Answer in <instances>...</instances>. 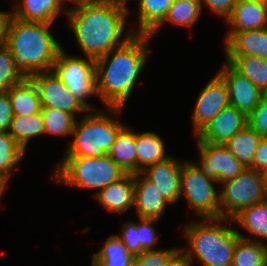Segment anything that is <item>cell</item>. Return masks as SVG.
Segmentation results:
<instances>
[{
  "instance_id": "1",
  "label": "cell",
  "mask_w": 267,
  "mask_h": 266,
  "mask_svg": "<svg viewBox=\"0 0 267 266\" xmlns=\"http://www.w3.org/2000/svg\"><path fill=\"white\" fill-rule=\"evenodd\" d=\"M128 8L116 2L100 1L64 10L85 57L96 60L124 45L135 35L133 27L125 31L130 14Z\"/></svg>"
},
{
  "instance_id": "2",
  "label": "cell",
  "mask_w": 267,
  "mask_h": 266,
  "mask_svg": "<svg viewBox=\"0 0 267 266\" xmlns=\"http://www.w3.org/2000/svg\"><path fill=\"white\" fill-rule=\"evenodd\" d=\"M149 34H135L124 45L96 59L97 97L105 107H122L146 64Z\"/></svg>"
},
{
  "instance_id": "3",
  "label": "cell",
  "mask_w": 267,
  "mask_h": 266,
  "mask_svg": "<svg viewBox=\"0 0 267 266\" xmlns=\"http://www.w3.org/2000/svg\"><path fill=\"white\" fill-rule=\"evenodd\" d=\"M51 25L22 21L13 16L10 18L5 45L12 53L15 68L23 78L52 71L63 47L52 35Z\"/></svg>"
},
{
  "instance_id": "4",
  "label": "cell",
  "mask_w": 267,
  "mask_h": 266,
  "mask_svg": "<svg viewBox=\"0 0 267 266\" xmlns=\"http://www.w3.org/2000/svg\"><path fill=\"white\" fill-rule=\"evenodd\" d=\"M225 223H229L225 226ZM232 219L204 218L184 225L188 248L180 250L193 261L194 257L203 266H232L233 252L240 238L232 227Z\"/></svg>"
},
{
  "instance_id": "5",
  "label": "cell",
  "mask_w": 267,
  "mask_h": 266,
  "mask_svg": "<svg viewBox=\"0 0 267 266\" xmlns=\"http://www.w3.org/2000/svg\"><path fill=\"white\" fill-rule=\"evenodd\" d=\"M104 108L107 110L88 111L76 120L65 156L101 157L111 150L116 136L126 126L115 119L124 109Z\"/></svg>"
},
{
  "instance_id": "6",
  "label": "cell",
  "mask_w": 267,
  "mask_h": 266,
  "mask_svg": "<svg viewBox=\"0 0 267 266\" xmlns=\"http://www.w3.org/2000/svg\"><path fill=\"white\" fill-rule=\"evenodd\" d=\"M54 169V180L58 183L96 189L93 196L126 174L108 154L101 157L64 156Z\"/></svg>"
},
{
  "instance_id": "7",
  "label": "cell",
  "mask_w": 267,
  "mask_h": 266,
  "mask_svg": "<svg viewBox=\"0 0 267 266\" xmlns=\"http://www.w3.org/2000/svg\"><path fill=\"white\" fill-rule=\"evenodd\" d=\"M219 185L220 218L232 219L241 210L267 200L262 173L251 168Z\"/></svg>"
},
{
  "instance_id": "8",
  "label": "cell",
  "mask_w": 267,
  "mask_h": 266,
  "mask_svg": "<svg viewBox=\"0 0 267 266\" xmlns=\"http://www.w3.org/2000/svg\"><path fill=\"white\" fill-rule=\"evenodd\" d=\"M52 71L66 84L85 108L89 111H94L93 105L88 103L87 100L91 96L98 95L95 59L69 56L62 48L54 62Z\"/></svg>"
},
{
  "instance_id": "9",
  "label": "cell",
  "mask_w": 267,
  "mask_h": 266,
  "mask_svg": "<svg viewBox=\"0 0 267 266\" xmlns=\"http://www.w3.org/2000/svg\"><path fill=\"white\" fill-rule=\"evenodd\" d=\"M194 162L184 161L181 170V197L201 219L220 218L219 191Z\"/></svg>"
},
{
  "instance_id": "10",
  "label": "cell",
  "mask_w": 267,
  "mask_h": 266,
  "mask_svg": "<svg viewBox=\"0 0 267 266\" xmlns=\"http://www.w3.org/2000/svg\"><path fill=\"white\" fill-rule=\"evenodd\" d=\"M200 170L221 184L240 175L246 167L223 144L197 142Z\"/></svg>"
},
{
  "instance_id": "11",
  "label": "cell",
  "mask_w": 267,
  "mask_h": 266,
  "mask_svg": "<svg viewBox=\"0 0 267 266\" xmlns=\"http://www.w3.org/2000/svg\"><path fill=\"white\" fill-rule=\"evenodd\" d=\"M36 84L42 107H51L75 117L77 113H88L82 103L73 95L53 71L39 72L31 78Z\"/></svg>"
},
{
  "instance_id": "12",
  "label": "cell",
  "mask_w": 267,
  "mask_h": 266,
  "mask_svg": "<svg viewBox=\"0 0 267 266\" xmlns=\"http://www.w3.org/2000/svg\"><path fill=\"white\" fill-rule=\"evenodd\" d=\"M229 95L224 80L216 74L200 91L192 114V125L197 135L221 110L228 107Z\"/></svg>"
},
{
  "instance_id": "13",
  "label": "cell",
  "mask_w": 267,
  "mask_h": 266,
  "mask_svg": "<svg viewBox=\"0 0 267 266\" xmlns=\"http://www.w3.org/2000/svg\"><path fill=\"white\" fill-rule=\"evenodd\" d=\"M217 74L224 80L227 86L230 106L243 111L247 116L265 95L230 62L225 61Z\"/></svg>"
},
{
  "instance_id": "14",
  "label": "cell",
  "mask_w": 267,
  "mask_h": 266,
  "mask_svg": "<svg viewBox=\"0 0 267 266\" xmlns=\"http://www.w3.org/2000/svg\"><path fill=\"white\" fill-rule=\"evenodd\" d=\"M247 123V115L233 106L221 110L196 136L197 142L225 144Z\"/></svg>"
},
{
  "instance_id": "15",
  "label": "cell",
  "mask_w": 267,
  "mask_h": 266,
  "mask_svg": "<svg viewBox=\"0 0 267 266\" xmlns=\"http://www.w3.org/2000/svg\"><path fill=\"white\" fill-rule=\"evenodd\" d=\"M183 162L173 156L146 167L141 173L152 183L171 204L181 198V170Z\"/></svg>"
},
{
  "instance_id": "16",
  "label": "cell",
  "mask_w": 267,
  "mask_h": 266,
  "mask_svg": "<svg viewBox=\"0 0 267 266\" xmlns=\"http://www.w3.org/2000/svg\"><path fill=\"white\" fill-rule=\"evenodd\" d=\"M172 204L141 172L135 174L134 207L139 218L161 219Z\"/></svg>"
},
{
  "instance_id": "17",
  "label": "cell",
  "mask_w": 267,
  "mask_h": 266,
  "mask_svg": "<svg viewBox=\"0 0 267 266\" xmlns=\"http://www.w3.org/2000/svg\"><path fill=\"white\" fill-rule=\"evenodd\" d=\"M227 33L224 40L225 57L255 56L267 59V27Z\"/></svg>"
},
{
  "instance_id": "18",
  "label": "cell",
  "mask_w": 267,
  "mask_h": 266,
  "mask_svg": "<svg viewBox=\"0 0 267 266\" xmlns=\"http://www.w3.org/2000/svg\"><path fill=\"white\" fill-rule=\"evenodd\" d=\"M135 174H125L93 197L105 210L112 213H125L134 207Z\"/></svg>"
},
{
  "instance_id": "19",
  "label": "cell",
  "mask_w": 267,
  "mask_h": 266,
  "mask_svg": "<svg viewBox=\"0 0 267 266\" xmlns=\"http://www.w3.org/2000/svg\"><path fill=\"white\" fill-rule=\"evenodd\" d=\"M228 32H239L267 27V3L237 2L231 15L224 21Z\"/></svg>"
},
{
  "instance_id": "20",
  "label": "cell",
  "mask_w": 267,
  "mask_h": 266,
  "mask_svg": "<svg viewBox=\"0 0 267 266\" xmlns=\"http://www.w3.org/2000/svg\"><path fill=\"white\" fill-rule=\"evenodd\" d=\"M12 16L27 22L53 24L64 9L62 0H15Z\"/></svg>"
},
{
  "instance_id": "21",
  "label": "cell",
  "mask_w": 267,
  "mask_h": 266,
  "mask_svg": "<svg viewBox=\"0 0 267 266\" xmlns=\"http://www.w3.org/2000/svg\"><path fill=\"white\" fill-rule=\"evenodd\" d=\"M232 221L233 224H238L240 228L242 227L243 230L245 229L247 233L254 236L253 239L248 238L237 231L240 238L262 243V240H267V200L241 210L232 218Z\"/></svg>"
},
{
  "instance_id": "22",
  "label": "cell",
  "mask_w": 267,
  "mask_h": 266,
  "mask_svg": "<svg viewBox=\"0 0 267 266\" xmlns=\"http://www.w3.org/2000/svg\"><path fill=\"white\" fill-rule=\"evenodd\" d=\"M125 126L107 153L126 174H137L136 133Z\"/></svg>"
},
{
  "instance_id": "23",
  "label": "cell",
  "mask_w": 267,
  "mask_h": 266,
  "mask_svg": "<svg viewBox=\"0 0 267 266\" xmlns=\"http://www.w3.org/2000/svg\"><path fill=\"white\" fill-rule=\"evenodd\" d=\"M13 115H31L41 112L38 88L31 78H24L7 91Z\"/></svg>"
},
{
  "instance_id": "24",
  "label": "cell",
  "mask_w": 267,
  "mask_h": 266,
  "mask_svg": "<svg viewBox=\"0 0 267 266\" xmlns=\"http://www.w3.org/2000/svg\"><path fill=\"white\" fill-rule=\"evenodd\" d=\"M163 141L156 132L136 133L137 173L170 157L166 153Z\"/></svg>"
},
{
  "instance_id": "25",
  "label": "cell",
  "mask_w": 267,
  "mask_h": 266,
  "mask_svg": "<svg viewBox=\"0 0 267 266\" xmlns=\"http://www.w3.org/2000/svg\"><path fill=\"white\" fill-rule=\"evenodd\" d=\"M174 0H139L138 28L135 34H150L166 17ZM137 31V32H136Z\"/></svg>"
},
{
  "instance_id": "26",
  "label": "cell",
  "mask_w": 267,
  "mask_h": 266,
  "mask_svg": "<svg viewBox=\"0 0 267 266\" xmlns=\"http://www.w3.org/2000/svg\"><path fill=\"white\" fill-rule=\"evenodd\" d=\"M202 8L200 0H174L170 6L165 19L149 34L152 38L160 31V28L167 22L172 25L191 28L197 23Z\"/></svg>"
},
{
  "instance_id": "27",
  "label": "cell",
  "mask_w": 267,
  "mask_h": 266,
  "mask_svg": "<svg viewBox=\"0 0 267 266\" xmlns=\"http://www.w3.org/2000/svg\"><path fill=\"white\" fill-rule=\"evenodd\" d=\"M261 139L262 136L260 134L255 132L249 125H246L224 145L241 164L246 168H250Z\"/></svg>"
},
{
  "instance_id": "28",
  "label": "cell",
  "mask_w": 267,
  "mask_h": 266,
  "mask_svg": "<svg viewBox=\"0 0 267 266\" xmlns=\"http://www.w3.org/2000/svg\"><path fill=\"white\" fill-rule=\"evenodd\" d=\"M8 133L26 151L33 137L45 134L42 112L31 115H13Z\"/></svg>"
},
{
  "instance_id": "29",
  "label": "cell",
  "mask_w": 267,
  "mask_h": 266,
  "mask_svg": "<svg viewBox=\"0 0 267 266\" xmlns=\"http://www.w3.org/2000/svg\"><path fill=\"white\" fill-rule=\"evenodd\" d=\"M92 256V266H131L134 257L117 235H110Z\"/></svg>"
},
{
  "instance_id": "30",
  "label": "cell",
  "mask_w": 267,
  "mask_h": 266,
  "mask_svg": "<svg viewBox=\"0 0 267 266\" xmlns=\"http://www.w3.org/2000/svg\"><path fill=\"white\" fill-rule=\"evenodd\" d=\"M239 72L267 95V59L255 56L225 57Z\"/></svg>"
},
{
  "instance_id": "31",
  "label": "cell",
  "mask_w": 267,
  "mask_h": 266,
  "mask_svg": "<svg viewBox=\"0 0 267 266\" xmlns=\"http://www.w3.org/2000/svg\"><path fill=\"white\" fill-rule=\"evenodd\" d=\"M232 266H267V244L239 238L233 252Z\"/></svg>"
},
{
  "instance_id": "32",
  "label": "cell",
  "mask_w": 267,
  "mask_h": 266,
  "mask_svg": "<svg viewBox=\"0 0 267 266\" xmlns=\"http://www.w3.org/2000/svg\"><path fill=\"white\" fill-rule=\"evenodd\" d=\"M26 151L9 134H0V181L8 187L11 172L24 158Z\"/></svg>"
},
{
  "instance_id": "33",
  "label": "cell",
  "mask_w": 267,
  "mask_h": 266,
  "mask_svg": "<svg viewBox=\"0 0 267 266\" xmlns=\"http://www.w3.org/2000/svg\"><path fill=\"white\" fill-rule=\"evenodd\" d=\"M41 112L44 120L46 135H72V131L77 120V117H75L73 114L51 107H42Z\"/></svg>"
},
{
  "instance_id": "34",
  "label": "cell",
  "mask_w": 267,
  "mask_h": 266,
  "mask_svg": "<svg viewBox=\"0 0 267 266\" xmlns=\"http://www.w3.org/2000/svg\"><path fill=\"white\" fill-rule=\"evenodd\" d=\"M24 78L16 70L14 57L6 45L0 46V92L9 91Z\"/></svg>"
},
{
  "instance_id": "35",
  "label": "cell",
  "mask_w": 267,
  "mask_h": 266,
  "mask_svg": "<svg viewBox=\"0 0 267 266\" xmlns=\"http://www.w3.org/2000/svg\"><path fill=\"white\" fill-rule=\"evenodd\" d=\"M180 248L144 250L133 257L131 266H168Z\"/></svg>"
},
{
  "instance_id": "36",
  "label": "cell",
  "mask_w": 267,
  "mask_h": 266,
  "mask_svg": "<svg viewBox=\"0 0 267 266\" xmlns=\"http://www.w3.org/2000/svg\"><path fill=\"white\" fill-rule=\"evenodd\" d=\"M137 242L144 250H157L156 242L158 234L155 231L153 224L157 223L158 219L138 218Z\"/></svg>"
},
{
  "instance_id": "37",
  "label": "cell",
  "mask_w": 267,
  "mask_h": 266,
  "mask_svg": "<svg viewBox=\"0 0 267 266\" xmlns=\"http://www.w3.org/2000/svg\"><path fill=\"white\" fill-rule=\"evenodd\" d=\"M248 125L262 137H267V95H264L259 104L247 116Z\"/></svg>"
},
{
  "instance_id": "38",
  "label": "cell",
  "mask_w": 267,
  "mask_h": 266,
  "mask_svg": "<svg viewBox=\"0 0 267 266\" xmlns=\"http://www.w3.org/2000/svg\"><path fill=\"white\" fill-rule=\"evenodd\" d=\"M121 228V234L117 237L125 244L129 253L133 256L141 254L144 249L137 242L138 222L126 221Z\"/></svg>"
},
{
  "instance_id": "39",
  "label": "cell",
  "mask_w": 267,
  "mask_h": 266,
  "mask_svg": "<svg viewBox=\"0 0 267 266\" xmlns=\"http://www.w3.org/2000/svg\"><path fill=\"white\" fill-rule=\"evenodd\" d=\"M200 3L202 10L205 6L226 20L231 15L237 0H200Z\"/></svg>"
},
{
  "instance_id": "40",
  "label": "cell",
  "mask_w": 267,
  "mask_h": 266,
  "mask_svg": "<svg viewBox=\"0 0 267 266\" xmlns=\"http://www.w3.org/2000/svg\"><path fill=\"white\" fill-rule=\"evenodd\" d=\"M13 111L7 92H0V134L8 133Z\"/></svg>"
},
{
  "instance_id": "41",
  "label": "cell",
  "mask_w": 267,
  "mask_h": 266,
  "mask_svg": "<svg viewBox=\"0 0 267 266\" xmlns=\"http://www.w3.org/2000/svg\"><path fill=\"white\" fill-rule=\"evenodd\" d=\"M250 168L257 170L260 173L267 170V137H262L257 146L253 163Z\"/></svg>"
},
{
  "instance_id": "42",
  "label": "cell",
  "mask_w": 267,
  "mask_h": 266,
  "mask_svg": "<svg viewBox=\"0 0 267 266\" xmlns=\"http://www.w3.org/2000/svg\"><path fill=\"white\" fill-rule=\"evenodd\" d=\"M12 17V11H0V46L6 43L7 28Z\"/></svg>"
},
{
  "instance_id": "43",
  "label": "cell",
  "mask_w": 267,
  "mask_h": 266,
  "mask_svg": "<svg viewBox=\"0 0 267 266\" xmlns=\"http://www.w3.org/2000/svg\"><path fill=\"white\" fill-rule=\"evenodd\" d=\"M193 262L180 250L170 261L168 266H192Z\"/></svg>"
},
{
  "instance_id": "44",
  "label": "cell",
  "mask_w": 267,
  "mask_h": 266,
  "mask_svg": "<svg viewBox=\"0 0 267 266\" xmlns=\"http://www.w3.org/2000/svg\"><path fill=\"white\" fill-rule=\"evenodd\" d=\"M63 3L68 2L72 4V6L69 7H74L77 5H81V4H89V3H96V2H100V1H104V0H62Z\"/></svg>"
},
{
  "instance_id": "45",
  "label": "cell",
  "mask_w": 267,
  "mask_h": 266,
  "mask_svg": "<svg viewBox=\"0 0 267 266\" xmlns=\"http://www.w3.org/2000/svg\"><path fill=\"white\" fill-rule=\"evenodd\" d=\"M237 2L267 3V0H237Z\"/></svg>"
},
{
  "instance_id": "46",
  "label": "cell",
  "mask_w": 267,
  "mask_h": 266,
  "mask_svg": "<svg viewBox=\"0 0 267 266\" xmlns=\"http://www.w3.org/2000/svg\"><path fill=\"white\" fill-rule=\"evenodd\" d=\"M7 187L0 181V199L2 198V195L4 194L3 192H5V189ZM1 202V200H0Z\"/></svg>"
},
{
  "instance_id": "47",
  "label": "cell",
  "mask_w": 267,
  "mask_h": 266,
  "mask_svg": "<svg viewBox=\"0 0 267 266\" xmlns=\"http://www.w3.org/2000/svg\"><path fill=\"white\" fill-rule=\"evenodd\" d=\"M104 1H110V2H116V3H120V4H123V5H125V6H128L127 5V2L129 1H127V0H104Z\"/></svg>"
},
{
  "instance_id": "48",
  "label": "cell",
  "mask_w": 267,
  "mask_h": 266,
  "mask_svg": "<svg viewBox=\"0 0 267 266\" xmlns=\"http://www.w3.org/2000/svg\"><path fill=\"white\" fill-rule=\"evenodd\" d=\"M262 176H263L264 185L267 191V170L262 172Z\"/></svg>"
}]
</instances>
